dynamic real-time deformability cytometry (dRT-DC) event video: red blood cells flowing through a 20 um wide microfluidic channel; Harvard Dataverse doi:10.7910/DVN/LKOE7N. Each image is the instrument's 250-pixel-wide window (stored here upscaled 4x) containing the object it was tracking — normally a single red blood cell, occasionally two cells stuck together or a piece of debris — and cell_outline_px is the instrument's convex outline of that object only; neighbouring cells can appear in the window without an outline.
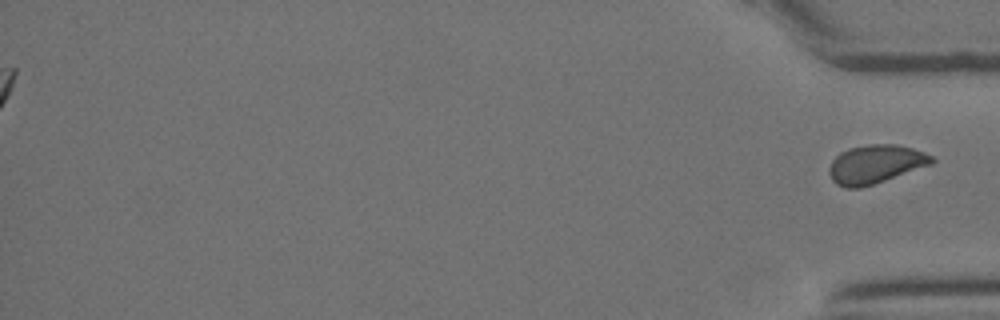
{"species": "Egyptian fruit bat (a non-hibernating species)", "species_latin": "Rousettus aegyptiacus", "temperature_condition": "room temperature", "stored_images_in_passage": 27, "segment_of_instrument_passage": [2, 2], "camera_frame_rate_fps": 3000, "um_per_image_px": 0.085, "animal": {"sex": "female"}, "frame": {"image": 1, "passage_image": 27, "time_ms": 8.667, "image_size_px": [1000, 320], "cell_outline_px": [[936, 160], [932, 164], [872, 184], [856, 188], [848, 188], [836, 184], [832, 180], [832, 160], [836, 156], [852, 148], [876, 144], [892, 144], [912, 148], [932, 156]], "centroid_in_image_um": [74.47, 13.96], "position_along_channel_um": 360.7, "area_um2": 22.14}}